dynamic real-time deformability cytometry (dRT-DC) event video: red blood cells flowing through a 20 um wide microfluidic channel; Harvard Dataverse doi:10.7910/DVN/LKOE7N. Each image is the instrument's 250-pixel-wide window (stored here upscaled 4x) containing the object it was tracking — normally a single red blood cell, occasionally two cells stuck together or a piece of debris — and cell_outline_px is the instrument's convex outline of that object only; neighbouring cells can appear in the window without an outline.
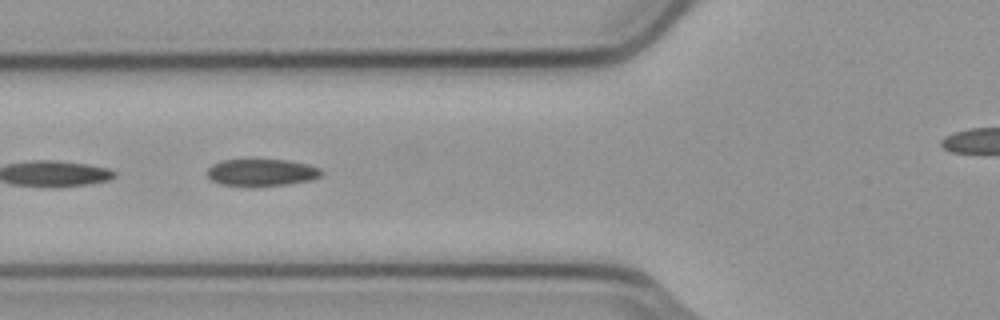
{"species": "common noctule bat (a hibernating species)", "species_latin": "Nyctalus noctula", "temperature_condition": "cold", "stored_images_in_passage": 5, "camera_frame_rate_fps": 3000, "um_per_image_px": 0.085, "animal": {"sex": "male", "body_mass_g": 23.1, "forearm_length_mm": 52.7}, "frame": {"image": 1, "passage_image": 4, "time_ms": 1.0, "image_size_px": [1000, 320], "cell_outline_px": [[324, 172], [320, 176], [312, 180], [288, 184], [220, 184], [212, 180], [208, 176], [208, 168], [212, 164], [220, 160], [288, 160], [308, 164], [320, 168]], "centroid_in_image_um": [22.28, 14.62], "position_along_channel_um": 103.5, "area_um2": 17.46}}